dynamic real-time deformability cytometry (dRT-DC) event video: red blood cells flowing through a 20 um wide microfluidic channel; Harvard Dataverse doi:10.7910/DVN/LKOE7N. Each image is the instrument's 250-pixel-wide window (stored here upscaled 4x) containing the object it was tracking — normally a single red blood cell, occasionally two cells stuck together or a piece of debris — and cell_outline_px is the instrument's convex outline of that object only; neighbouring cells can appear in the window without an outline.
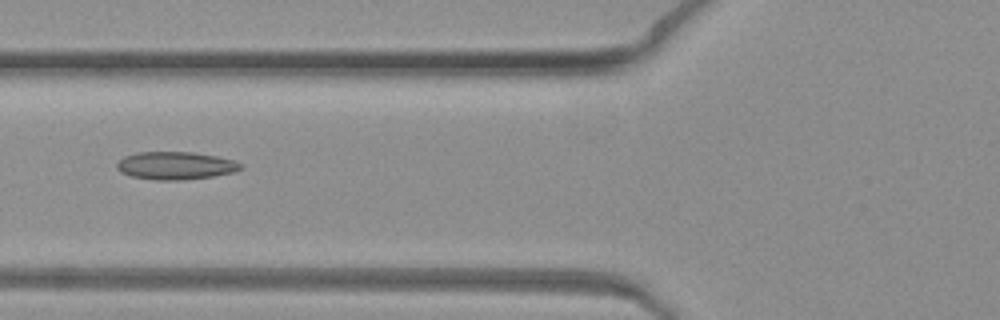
{"species": "common noctule bat (a hibernating species)", "species_latin": "Nyctalus noctula", "temperature_condition": "warm", "stored_images_in_passage": 28, "camera_frame_rate_fps": 3000, "um_per_image_px": 0.085, "animal": {"sex": "female", "body_mass_g": 19.3, "forearm_length_mm": 54.1}, "frame": {"image": 1, "passage_image": 5, "time_ms": 1.333, "image_size_px": [1000, 320], "cell_outline_px": [[244, 168], [236, 172], [212, 176], [184, 180], [156, 180], [132, 176], [120, 172], [116, 168], [116, 164], [124, 156], [136, 152], [192, 152], [216, 156], [232, 160], [244, 164]], "centroid_in_image_um": [14.94, 14.08], "position_along_channel_um": 110.9, "area_um2": 20.17}}
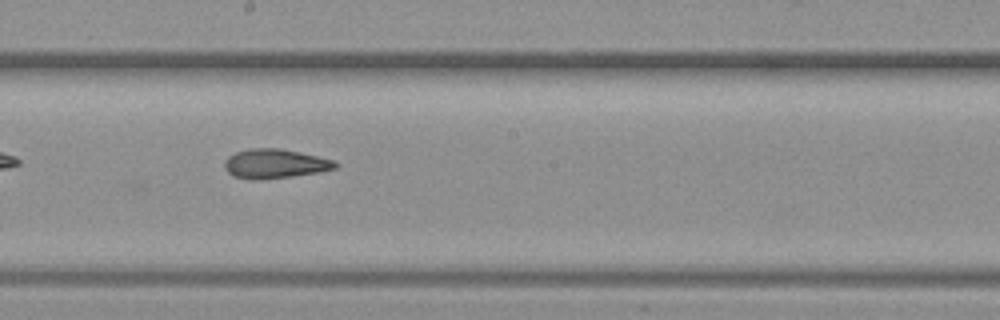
{"frame": {"image": 2, "passage_image": 13, "time_ms": 4.0, "image_size_px": [1000, 320], "cell_outline_px": [[340, 164], [336, 168], [320, 172], [292, 176], [260, 180], [252, 180], [232, 176], [224, 168], [224, 160], [228, 156], [236, 152], [248, 148], [280, 148], [300, 152], [336, 160]], "centroid_in_image_um": [23.37, 13.91], "position_along_channel_um": 224.8, "area_um2": 19.25}}
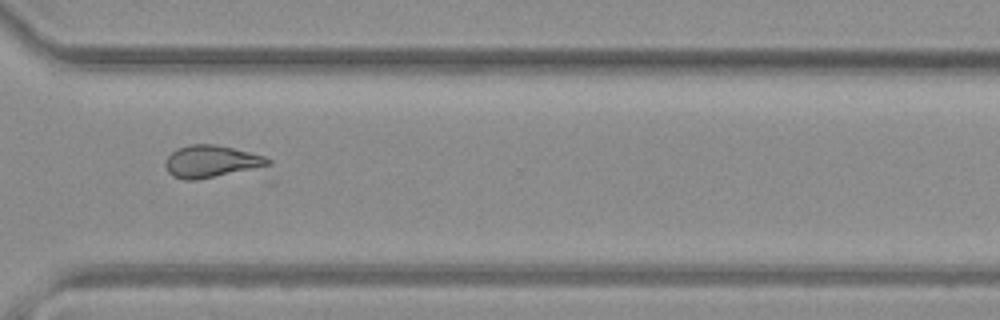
{"frame": {"image": 3, "passage_image": 22, "time_ms": 7.0, "image_size_px": [1000, 320], "cell_outline_px": [[272, 164], [196, 180], [184, 180], [172, 176], [168, 172], [164, 164], [168, 156], [176, 148], [188, 144], [212, 144], [232, 148], [264, 156], [272, 160]], "centroid_in_image_um": [17.89, 13.71], "position_along_channel_um": 352.7, "area_um2": 18.96}}